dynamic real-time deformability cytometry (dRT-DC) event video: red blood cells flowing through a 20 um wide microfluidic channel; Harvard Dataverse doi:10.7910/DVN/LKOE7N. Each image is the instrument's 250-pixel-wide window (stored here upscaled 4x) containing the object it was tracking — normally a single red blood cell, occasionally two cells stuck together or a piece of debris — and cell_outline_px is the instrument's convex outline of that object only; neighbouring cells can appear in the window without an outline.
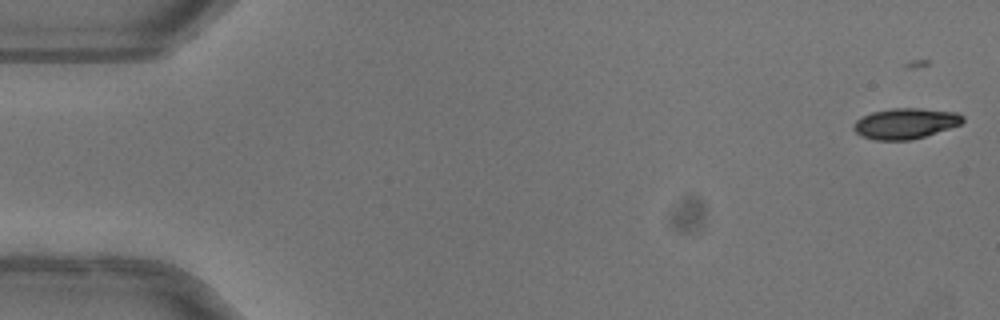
{"species": "common noctule bat (a hibernating species)", "species_latin": "Nyctalus noctula", "temperature_condition": "warm", "stored_images_in_passage": 54, "camera_frame_rate_fps": 3000, "um_per_image_px": 0.085, "animal": {"sex": "female"}, "frame": {"image": 1, "passage_image": 3, "time_ms": 0.667, "image_size_px": [1000, 320], "cell_outline_px": [[964, 120], [960, 124], [924, 136], [908, 140], [872, 140], [856, 132], [852, 128], [856, 120], [872, 112], [892, 108], [920, 108], [956, 112], [964, 116]], "centroid_in_image_um": [76.95, 10.48], "position_along_channel_um": 8.1, "area_um2": 19.25}}
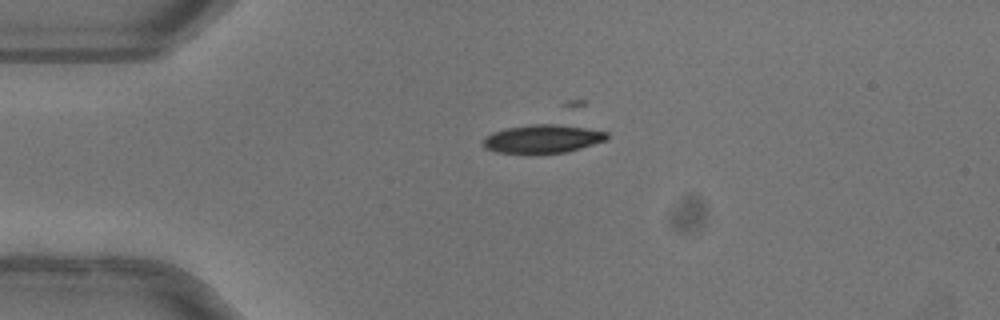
{"frame": {"image": 2, "passage_image": 14, "time_ms": 4.333, "image_size_px": [1000, 320], "cell_outline_px": [[608, 140], [580, 148], [564, 152], [496, 152], [484, 148], [484, 136], [492, 132], [504, 128], [532, 124], [556, 124], [584, 128], [608, 132]], "centroid_in_image_um": [46.11, 11.78], "position_along_channel_um": 38.9, "area_um2": 20.11}}